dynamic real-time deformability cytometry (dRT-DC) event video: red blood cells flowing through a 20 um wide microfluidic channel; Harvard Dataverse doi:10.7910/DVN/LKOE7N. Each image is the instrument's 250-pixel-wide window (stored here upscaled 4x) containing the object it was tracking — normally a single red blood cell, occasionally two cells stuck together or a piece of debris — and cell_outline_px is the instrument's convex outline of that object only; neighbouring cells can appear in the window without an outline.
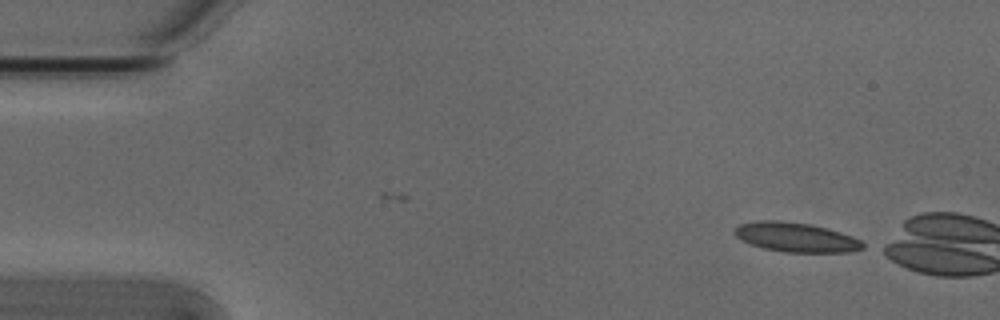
{"species": "Egyptian fruit bat (a non-hibernating species)", "species_latin": "Rousettus aegyptiacus", "temperature_condition": "cold", "stored_images_in_passage": 2, "camera_frame_rate_fps": 3000, "um_per_image_px": 0.085, "animal": {"sex": "male"}, "frame": {"image": 1, "passage_image": 2, "time_ms": 0.333, "image_size_px": [1000, 320], "cell_outline_px": [[864, 248], [848, 252], [784, 252], [764, 248], [740, 240], [732, 232], [740, 224], [760, 220], [780, 220], [812, 224], [828, 228], [852, 236], [860, 240], [864, 244]], "centroid_in_image_um": [67.65, 20.16], "position_along_channel_um": 17.4, "area_um2": 22.02}}